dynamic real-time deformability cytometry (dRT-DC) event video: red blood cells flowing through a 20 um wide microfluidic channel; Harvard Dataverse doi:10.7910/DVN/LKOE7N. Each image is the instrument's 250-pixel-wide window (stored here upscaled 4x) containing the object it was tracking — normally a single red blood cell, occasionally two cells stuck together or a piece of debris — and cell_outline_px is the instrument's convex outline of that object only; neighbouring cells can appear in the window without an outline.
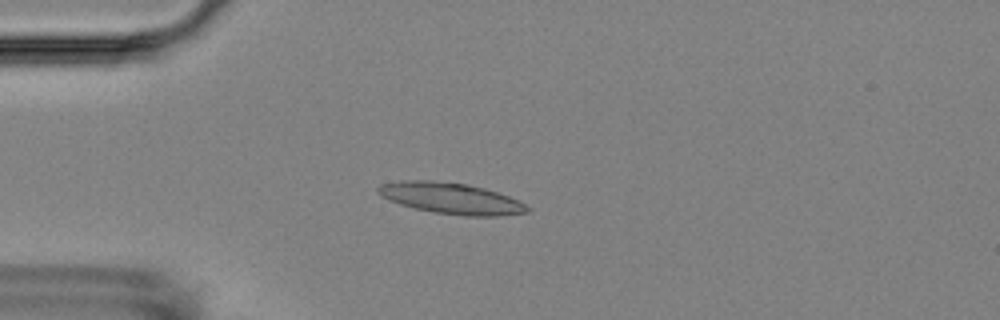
{"species": "Egyptian fruit bat (a non-hibernating species)", "species_latin": "Rousettus aegyptiacus", "temperature_condition": "room temperature", "stored_images_in_passage": 7, "camera_frame_rate_fps": 3000, "um_per_image_px": 0.085, "animal": {"sex": "female"}, "frame": {"image": 1, "passage_image": 3, "time_ms": 3.333, "image_size_px": [1000, 320], "cell_outline_px": [[532, 208], [528, 212], [496, 216], [464, 216], [432, 212], [400, 204], [388, 200], [380, 196], [376, 192], [376, 188], [380, 184], [400, 180], [432, 180], [468, 184], [484, 188], [508, 196]], "centroid_in_image_um": [38.28, 16.85], "position_along_channel_um": 46.7, "area_um2": 27.17}}
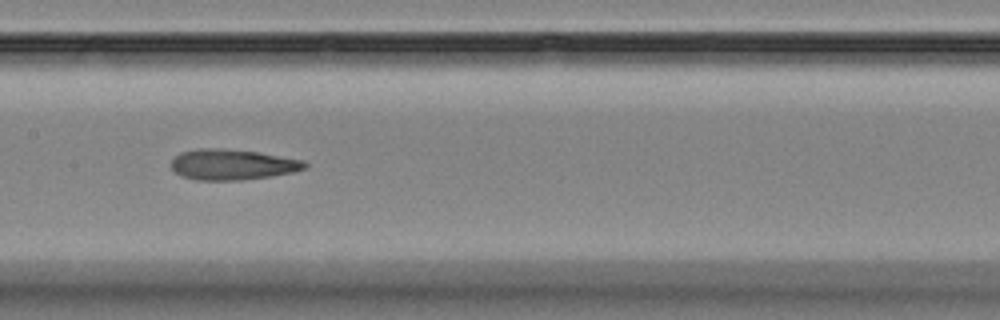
{"frame": {"image": 2, "passage_image": 7, "time_ms": 7.667, "image_size_px": [1000, 320], "cell_outline_px": [[308, 164], [304, 168], [292, 172], [268, 176], [240, 180], [196, 180], [180, 176], [172, 168], [172, 160], [180, 152], [196, 148], [224, 148], [256, 152], [304, 160]], "centroid_in_image_um": [19.7, 13.98], "position_along_channel_um": 187.7, "area_um2": 23.7}}